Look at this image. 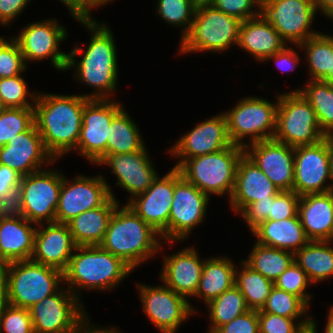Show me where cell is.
I'll return each instance as SVG.
<instances>
[{
	"mask_svg": "<svg viewBox=\"0 0 333 333\" xmlns=\"http://www.w3.org/2000/svg\"><path fill=\"white\" fill-rule=\"evenodd\" d=\"M240 269L236 268L235 285L245 297L250 310H261L269 297L274 283L260 273L254 271L243 260Z\"/></svg>",
	"mask_w": 333,
	"mask_h": 333,
	"instance_id": "obj_38",
	"label": "cell"
},
{
	"mask_svg": "<svg viewBox=\"0 0 333 333\" xmlns=\"http://www.w3.org/2000/svg\"><path fill=\"white\" fill-rule=\"evenodd\" d=\"M298 214L310 241H332L333 193L300 196Z\"/></svg>",
	"mask_w": 333,
	"mask_h": 333,
	"instance_id": "obj_28",
	"label": "cell"
},
{
	"mask_svg": "<svg viewBox=\"0 0 333 333\" xmlns=\"http://www.w3.org/2000/svg\"><path fill=\"white\" fill-rule=\"evenodd\" d=\"M36 229L25 217L0 218V266L30 260Z\"/></svg>",
	"mask_w": 333,
	"mask_h": 333,
	"instance_id": "obj_27",
	"label": "cell"
},
{
	"mask_svg": "<svg viewBox=\"0 0 333 333\" xmlns=\"http://www.w3.org/2000/svg\"><path fill=\"white\" fill-rule=\"evenodd\" d=\"M307 274L294 261L274 282V286L298 296L308 307L313 298L306 290L311 285Z\"/></svg>",
	"mask_w": 333,
	"mask_h": 333,
	"instance_id": "obj_44",
	"label": "cell"
},
{
	"mask_svg": "<svg viewBox=\"0 0 333 333\" xmlns=\"http://www.w3.org/2000/svg\"><path fill=\"white\" fill-rule=\"evenodd\" d=\"M258 244L295 253L310 240L303 229L299 214L281 220H266L252 232Z\"/></svg>",
	"mask_w": 333,
	"mask_h": 333,
	"instance_id": "obj_30",
	"label": "cell"
},
{
	"mask_svg": "<svg viewBox=\"0 0 333 333\" xmlns=\"http://www.w3.org/2000/svg\"><path fill=\"white\" fill-rule=\"evenodd\" d=\"M332 241H309L294 253V261L307 274L312 285L333 277Z\"/></svg>",
	"mask_w": 333,
	"mask_h": 333,
	"instance_id": "obj_33",
	"label": "cell"
},
{
	"mask_svg": "<svg viewBox=\"0 0 333 333\" xmlns=\"http://www.w3.org/2000/svg\"><path fill=\"white\" fill-rule=\"evenodd\" d=\"M210 197L183 177L175 184L169 215V242H183L203 223Z\"/></svg>",
	"mask_w": 333,
	"mask_h": 333,
	"instance_id": "obj_20",
	"label": "cell"
},
{
	"mask_svg": "<svg viewBox=\"0 0 333 333\" xmlns=\"http://www.w3.org/2000/svg\"><path fill=\"white\" fill-rule=\"evenodd\" d=\"M82 301L68 288L44 298L29 308L34 333H77L87 314Z\"/></svg>",
	"mask_w": 333,
	"mask_h": 333,
	"instance_id": "obj_15",
	"label": "cell"
},
{
	"mask_svg": "<svg viewBox=\"0 0 333 333\" xmlns=\"http://www.w3.org/2000/svg\"><path fill=\"white\" fill-rule=\"evenodd\" d=\"M288 45L260 15L242 21L237 47L252 55L258 62L265 60Z\"/></svg>",
	"mask_w": 333,
	"mask_h": 333,
	"instance_id": "obj_29",
	"label": "cell"
},
{
	"mask_svg": "<svg viewBox=\"0 0 333 333\" xmlns=\"http://www.w3.org/2000/svg\"><path fill=\"white\" fill-rule=\"evenodd\" d=\"M142 311L161 333H177L189 316L197 313L191 302L164 285L151 286L136 283Z\"/></svg>",
	"mask_w": 333,
	"mask_h": 333,
	"instance_id": "obj_16",
	"label": "cell"
},
{
	"mask_svg": "<svg viewBox=\"0 0 333 333\" xmlns=\"http://www.w3.org/2000/svg\"><path fill=\"white\" fill-rule=\"evenodd\" d=\"M110 197L102 206L83 212L67 223L77 246L100 245L105 237L109 220L119 205Z\"/></svg>",
	"mask_w": 333,
	"mask_h": 333,
	"instance_id": "obj_31",
	"label": "cell"
},
{
	"mask_svg": "<svg viewBox=\"0 0 333 333\" xmlns=\"http://www.w3.org/2000/svg\"><path fill=\"white\" fill-rule=\"evenodd\" d=\"M306 53L310 79L322 80L330 71L332 54V35L318 33L300 45H294Z\"/></svg>",
	"mask_w": 333,
	"mask_h": 333,
	"instance_id": "obj_39",
	"label": "cell"
},
{
	"mask_svg": "<svg viewBox=\"0 0 333 333\" xmlns=\"http://www.w3.org/2000/svg\"><path fill=\"white\" fill-rule=\"evenodd\" d=\"M317 11L321 12L326 18L333 20V0H315Z\"/></svg>",
	"mask_w": 333,
	"mask_h": 333,
	"instance_id": "obj_58",
	"label": "cell"
},
{
	"mask_svg": "<svg viewBox=\"0 0 333 333\" xmlns=\"http://www.w3.org/2000/svg\"><path fill=\"white\" fill-rule=\"evenodd\" d=\"M241 24L240 19L213 6L196 8L191 28L180 40L178 53H223L237 46Z\"/></svg>",
	"mask_w": 333,
	"mask_h": 333,
	"instance_id": "obj_7",
	"label": "cell"
},
{
	"mask_svg": "<svg viewBox=\"0 0 333 333\" xmlns=\"http://www.w3.org/2000/svg\"><path fill=\"white\" fill-rule=\"evenodd\" d=\"M23 217L22 191L20 185L11 188L0 198V218Z\"/></svg>",
	"mask_w": 333,
	"mask_h": 333,
	"instance_id": "obj_52",
	"label": "cell"
},
{
	"mask_svg": "<svg viewBox=\"0 0 333 333\" xmlns=\"http://www.w3.org/2000/svg\"><path fill=\"white\" fill-rule=\"evenodd\" d=\"M275 103L260 97L248 96L240 99L224 114L232 144L245 147L253 142L273 139L276 132L277 107ZM248 137V142L244 141Z\"/></svg>",
	"mask_w": 333,
	"mask_h": 333,
	"instance_id": "obj_8",
	"label": "cell"
},
{
	"mask_svg": "<svg viewBox=\"0 0 333 333\" xmlns=\"http://www.w3.org/2000/svg\"><path fill=\"white\" fill-rule=\"evenodd\" d=\"M68 9L70 15L76 21L95 20L92 9L95 7L88 0H59Z\"/></svg>",
	"mask_w": 333,
	"mask_h": 333,
	"instance_id": "obj_55",
	"label": "cell"
},
{
	"mask_svg": "<svg viewBox=\"0 0 333 333\" xmlns=\"http://www.w3.org/2000/svg\"><path fill=\"white\" fill-rule=\"evenodd\" d=\"M22 176L13 169L0 164V198L13 187L20 185Z\"/></svg>",
	"mask_w": 333,
	"mask_h": 333,
	"instance_id": "obj_56",
	"label": "cell"
},
{
	"mask_svg": "<svg viewBox=\"0 0 333 333\" xmlns=\"http://www.w3.org/2000/svg\"><path fill=\"white\" fill-rule=\"evenodd\" d=\"M124 106L112 99H88L82 113V126L76 152L92 164L106 155L109 126Z\"/></svg>",
	"mask_w": 333,
	"mask_h": 333,
	"instance_id": "obj_17",
	"label": "cell"
},
{
	"mask_svg": "<svg viewBox=\"0 0 333 333\" xmlns=\"http://www.w3.org/2000/svg\"><path fill=\"white\" fill-rule=\"evenodd\" d=\"M96 9L100 8L102 5L105 6L113 0H88Z\"/></svg>",
	"mask_w": 333,
	"mask_h": 333,
	"instance_id": "obj_63",
	"label": "cell"
},
{
	"mask_svg": "<svg viewBox=\"0 0 333 333\" xmlns=\"http://www.w3.org/2000/svg\"><path fill=\"white\" fill-rule=\"evenodd\" d=\"M110 197L118 201L101 174H78L72 181L63 176L55 222L67 224L79 214L102 206Z\"/></svg>",
	"mask_w": 333,
	"mask_h": 333,
	"instance_id": "obj_14",
	"label": "cell"
},
{
	"mask_svg": "<svg viewBox=\"0 0 333 333\" xmlns=\"http://www.w3.org/2000/svg\"><path fill=\"white\" fill-rule=\"evenodd\" d=\"M215 0H191L192 5L195 8L203 6H212Z\"/></svg>",
	"mask_w": 333,
	"mask_h": 333,
	"instance_id": "obj_62",
	"label": "cell"
},
{
	"mask_svg": "<svg viewBox=\"0 0 333 333\" xmlns=\"http://www.w3.org/2000/svg\"><path fill=\"white\" fill-rule=\"evenodd\" d=\"M182 178L180 171L172 167L162 178L157 176L143 193L126 204L155 231L162 241L169 242V215L175 191V184Z\"/></svg>",
	"mask_w": 333,
	"mask_h": 333,
	"instance_id": "obj_18",
	"label": "cell"
},
{
	"mask_svg": "<svg viewBox=\"0 0 333 333\" xmlns=\"http://www.w3.org/2000/svg\"><path fill=\"white\" fill-rule=\"evenodd\" d=\"M327 318H326V326L323 330H325L324 333H333V305L331 308L329 307V310L327 311Z\"/></svg>",
	"mask_w": 333,
	"mask_h": 333,
	"instance_id": "obj_60",
	"label": "cell"
},
{
	"mask_svg": "<svg viewBox=\"0 0 333 333\" xmlns=\"http://www.w3.org/2000/svg\"><path fill=\"white\" fill-rule=\"evenodd\" d=\"M87 100L84 95L38 92L34 123L54 160L76 150Z\"/></svg>",
	"mask_w": 333,
	"mask_h": 333,
	"instance_id": "obj_2",
	"label": "cell"
},
{
	"mask_svg": "<svg viewBox=\"0 0 333 333\" xmlns=\"http://www.w3.org/2000/svg\"><path fill=\"white\" fill-rule=\"evenodd\" d=\"M300 196L292 191H280L273 197L270 220H283L295 217L298 214Z\"/></svg>",
	"mask_w": 333,
	"mask_h": 333,
	"instance_id": "obj_49",
	"label": "cell"
},
{
	"mask_svg": "<svg viewBox=\"0 0 333 333\" xmlns=\"http://www.w3.org/2000/svg\"><path fill=\"white\" fill-rule=\"evenodd\" d=\"M243 261L254 271L274 283L294 262V253L255 242L248 258Z\"/></svg>",
	"mask_w": 333,
	"mask_h": 333,
	"instance_id": "obj_35",
	"label": "cell"
},
{
	"mask_svg": "<svg viewBox=\"0 0 333 333\" xmlns=\"http://www.w3.org/2000/svg\"><path fill=\"white\" fill-rule=\"evenodd\" d=\"M28 69L16 40L0 36V79L12 78Z\"/></svg>",
	"mask_w": 333,
	"mask_h": 333,
	"instance_id": "obj_45",
	"label": "cell"
},
{
	"mask_svg": "<svg viewBox=\"0 0 333 333\" xmlns=\"http://www.w3.org/2000/svg\"><path fill=\"white\" fill-rule=\"evenodd\" d=\"M212 6L227 15L245 21L259 15L260 0H215Z\"/></svg>",
	"mask_w": 333,
	"mask_h": 333,
	"instance_id": "obj_48",
	"label": "cell"
},
{
	"mask_svg": "<svg viewBox=\"0 0 333 333\" xmlns=\"http://www.w3.org/2000/svg\"><path fill=\"white\" fill-rule=\"evenodd\" d=\"M55 162L57 160L47 152L35 123L0 147V164L13 169L22 177Z\"/></svg>",
	"mask_w": 333,
	"mask_h": 333,
	"instance_id": "obj_23",
	"label": "cell"
},
{
	"mask_svg": "<svg viewBox=\"0 0 333 333\" xmlns=\"http://www.w3.org/2000/svg\"><path fill=\"white\" fill-rule=\"evenodd\" d=\"M317 327L314 317H311V327L305 329L302 333H318Z\"/></svg>",
	"mask_w": 333,
	"mask_h": 333,
	"instance_id": "obj_64",
	"label": "cell"
},
{
	"mask_svg": "<svg viewBox=\"0 0 333 333\" xmlns=\"http://www.w3.org/2000/svg\"><path fill=\"white\" fill-rule=\"evenodd\" d=\"M206 307L211 322L208 333H215L221 326L250 310L236 285L210 301Z\"/></svg>",
	"mask_w": 333,
	"mask_h": 333,
	"instance_id": "obj_37",
	"label": "cell"
},
{
	"mask_svg": "<svg viewBox=\"0 0 333 333\" xmlns=\"http://www.w3.org/2000/svg\"><path fill=\"white\" fill-rule=\"evenodd\" d=\"M332 242H333V220H332Z\"/></svg>",
	"mask_w": 333,
	"mask_h": 333,
	"instance_id": "obj_67",
	"label": "cell"
},
{
	"mask_svg": "<svg viewBox=\"0 0 333 333\" xmlns=\"http://www.w3.org/2000/svg\"><path fill=\"white\" fill-rule=\"evenodd\" d=\"M89 32L90 42L85 51L76 44L68 53L66 70L74 68L75 81L93 88V93L84 94L88 99H110L118 87V55L114 34L106 23L95 20L78 21ZM78 45V46H77ZM82 58L77 60L81 52Z\"/></svg>",
	"mask_w": 333,
	"mask_h": 333,
	"instance_id": "obj_1",
	"label": "cell"
},
{
	"mask_svg": "<svg viewBox=\"0 0 333 333\" xmlns=\"http://www.w3.org/2000/svg\"><path fill=\"white\" fill-rule=\"evenodd\" d=\"M325 137L315 111L298 91L279 93L275 140L298 147L317 144Z\"/></svg>",
	"mask_w": 333,
	"mask_h": 333,
	"instance_id": "obj_9",
	"label": "cell"
},
{
	"mask_svg": "<svg viewBox=\"0 0 333 333\" xmlns=\"http://www.w3.org/2000/svg\"><path fill=\"white\" fill-rule=\"evenodd\" d=\"M34 124V108H6L0 114V147Z\"/></svg>",
	"mask_w": 333,
	"mask_h": 333,
	"instance_id": "obj_43",
	"label": "cell"
},
{
	"mask_svg": "<svg viewBox=\"0 0 333 333\" xmlns=\"http://www.w3.org/2000/svg\"><path fill=\"white\" fill-rule=\"evenodd\" d=\"M233 145L228 134L227 119L224 114L211 116L182 135L167 152L178 158L177 168L183 161L196 156L212 154Z\"/></svg>",
	"mask_w": 333,
	"mask_h": 333,
	"instance_id": "obj_19",
	"label": "cell"
},
{
	"mask_svg": "<svg viewBox=\"0 0 333 333\" xmlns=\"http://www.w3.org/2000/svg\"><path fill=\"white\" fill-rule=\"evenodd\" d=\"M146 145L134 153L105 155L96 165L108 166L116 176V186L126 190L131 197L145 192L159 174L147 152Z\"/></svg>",
	"mask_w": 333,
	"mask_h": 333,
	"instance_id": "obj_22",
	"label": "cell"
},
{
	"mask_svg": "<svg viewBox=\"0 0 333 333\" xmlns=\"http://www.w3.org/2000/svg\"><path fill=\"white\" fill-rule=\"evenodd\" d=\"M31 0H0V25L10 26L20 16Z\"/></svg>",
	"mask_w": 333,
	"mask_h": 333,
	"instance_id": "obj_53",
	"label": "cell"
},
{
	"mask_svg": "<svg viewBox=\"0 0 333 333\" xmlns=\"http://www.w3.org/2000/svg\"><path fill=\"white\" fill-rule=\"evenodd\" d=\"M37 225L30 260L61 270L67 268L77 245L67 224L51 222ZM44 226V227H43Z\"/></svg>",
	"mask_w": 333,
	"mask_h": 333,
	"instance_id": "obj_24",
	"label": "cell"
},
{
	"mask_svg": "<svg viewBox=\"0 0 333 333\" xmlns=\"http://www.w3.org/2000/svg\"><path fill=\"white\" fill-rule=\"evenodd\" d=\"M0 333H34L29 309L7 304L0 314Z\"/></svg>",
	"mask_w": 333,
	"mask_h": 333,
	"instance_id": "obj_46",
	"label": "cell"
},
{
	"mask_svg": "<svg viewBox=\"0 0 333 333\" xmlns=\"http://www.w3.org/2000/svg\"><path fill=\"white\" fill-rule=\"evenodd\" d=\"M298 91L312 106L321 131L333 136V85L322 80H309Z\"/></svg>",
	"mask_w": 333,
	"mask_h": 333,
	"instance_id": "obj_36",
	"label": "cell"
},
{
	"mask_svg": "<svg viewBox=\"0 0 333 333\" xmlns=\"http://www.w3.org/2000/svg\"><path fill=\"white\" fill-rule=\"evenodd\" d=\"M244 147L230 145L223 150L183 161L177 169L182 177L208 196L228 195L234 190L236 171Z\"/></svg>",
	"mask_w": 333,
	"mask_h": 333,
	"instance_id": "obj_5",
	"label": "cell"
},
{
	"mask_svg": "<svg viewBox=\"0 0 333 333\" xmlns=\"http://www.w3.org/2000/svg\"><path fill=\"white\" fill-rule=\"evenodd\" d=\"M236 268L231 258L225 256L205 258L201 278L194 298H201L207 305L224 291L235 285Z\"/></svg>",
	"mask_w": 333,
	"mask_h": 333,
	"instance_id": "obj_32",
	"label": "cell"
},
{
	"mask_svg": "<svg viewBox=\"0 0 333 333\" xmlns=\"http://www.w3.org/2000/svg\"><path fill=\"white\" fill-rule=\"evenodd\" d=\"M133 271L100 245L77 246L63 271L64 285L81 300L79 290L112 291Z\"/></svg>",
	"mask_w": 333,
	"mask_h": 333,
	"instance_id": "obj_4",
	"label": "cell"
},
{
	"mask_svg": "<svg viewBox=\"0 0 333 333\" xmlns=\"http://www.w3.org/2000/svg\"><path fill=\"white\" fill-rule=\"evenodd\" d=\"M67 28L59 24L58 20L48 18L32 22L20 30L19 35L13 37L21 50L24 62L44 61L50 58L53 68L65 71L68 53L60 51V45L67 39Z\"/></svg>",
	"mask_w": 333,
	"mask_h": 333,
	"instance_id": "obj_12",
	"label": "cell"
},
{
	"mask_svg": "<svg viewBox=\"0 0 333 333\" xmlns=\"http://www.w3.org/2000/svg\"><path fill=\"white\" fill-rule=\"evenodd\" d=\"M322 81L327 82V83L333 85V36H332V54H331V62H330V71L322 79Z\"/></svg>",
	"mask_w": 333,
	"mask_h": 333,
	"instance_id": "obj_61",
	"label": "cell"
},
{
	"mask_svg": "<svg viewBox=\"0 0 333 333\" xmlns=\"http://www.w3.org/2000/svg\"><path fill=\"white\" fill-rule=\"evenodd\" d=\"M281 190L263 173L245 153L241 156L230 199V209L240 213L247 205L274 197Z\"/></svg>",
	"mask_w": 333,
	"mask_h": 333,
	"instance_id": "obj_26",
	"label": "cell"
},
{
	"mask_svg": "<svg viewBox=\"0 0 333 333\" xmlns=\"http://www.w3.org/2000/svg\"><path fill=\"white\" fill-rule=\"evenodd\" d=\"M48 169L23 176L20 182L23 217L36 225L55 222L63 174Z\"/></svg>",
	"mask_w": 333,
	"mask_h": 333,
	"instance_id": "obj_13",
	"label": "cell"
},
{
	"mask_svg": "<svg viewBox=\"0 0 333 333\" xmlns=\"http://www.w3.org/2000/svg\"><path fill=\"white\" fill-rule=\"evenodd\" d=\"M293 49L294 48L286 45L282 50L269 56L265 61L272 59L275 61L277 68L283 72L293 71L301 60L299 54L296 53L297 51Z\"/></svg>",
	"mask_w": 333,
	"mask_h": 333,
	"instance_id": "obj_54",
	"label": "cell"
},
{
	"mask_svg": "<svg viewBox=\"0 0 333 333\" xmlns=\"http://www.w3.org/2000/svg\"><path fill=\"white\" fill-rule=\"evenodd\" d=\"M3 269L7 303L16 307L29 309L58 292L64 284L61 270L32 260L12 262Z\"/></svg>",
	"mask_w": 333,
	"mask_h": 333,
	"instance_id": "obj_6",
	"label": "cell"
},
{
	"mask_svg": "<svg viewBox=\"0 0 333 333\" xmlns=\"http://www.w3.org/2000/svg\"><path fill=\"white\" fill-rule=\"evenodd\" d=\"M272 204L273 197H269L247 205L240 212V215L243 217L242 219H244L251 232L262 222L269 220Z\"/></svg>",
	"mask_w": 333,
	"mask_h": 333,
	"instance_id": "obj_50",
	"label": "cell"
},
{
	"mask_svg": "<svg viewBox=\"0 0 333 333\" xmlns=\"http://www.w3.org/2000/svg\"><path fill=\"white\" fill-rule=\"evenodd\" d=\"M259 15L289 45H300L319 31L311 30L318 13L315 0H260Z\"/></svg>",
	"mask_w": 333,
	"mask_h": 333,
	"instance_id": "obj_10",
	"label": "cell"
},
{
	"mask_svg": "<svg viewBox=\"0 0 333 333\" xmlns=\"http://www.w3.org/2000/svg\"><path fill=\"white\" fill-rule=\"evenodd\" d=\"M91 319L88 316V313L81 319L78 325L77 333H123L120 332L119 329L114 327H97L98 325L94 326L95 324L89 322Z\"/></svg>",
	"mask_w": 333,
	"mask_h": 333,
	"instance_id": "obj_57",
	"label": "cell"
},
{
	"mask_svg": "<svg viewBox=\"0 0 333 333\" xmlns=\"http://www.w3.org/2000/svg\"><path fill=\"white\" fill-rule=\"evenodd\" d=\"M260 333H302L306 328L296 319L258 312Z\"/></svg>",
	"mask_w": 333,
	"mask_h": 333,
	"instance_id": "obj_47",
	"label": "cell"
},
{
	"mask_svg": "<svg viewBox=\"0 0 333 333\" xmlns=\"http://www.w3.org/2000/svg\"><path fill=\"white\" fill-rule=\"evenodd\" d=\"M145 146L140 129L124 108L112 119L106 155L134 153Z\"/></svg>",
	"mask_w": 333,
	"mask_h": 333,
	"instance_id": "obj_34",
	"label": "cell"
},
{
	"mask_svg": "<svg viewBox=\"0 0 333 333\" xmlns=\"http://www.w3.org/2000/svg\"><path fill=\"white\" fill-rule=\"evenodd\" d=\"M7 107L4 105L3 100L0 98V114L6 109Z\"/></svg>",
	"mask_w": 333,
	"mask_h": 333,
	"instance_id": "obj_65",
	"label": "cell"
},
{
	"mask_svg": "<svg viewBox=\"0 0 333 333\" xmlns=\"http://www.w3.org/2000/svg\"><path fill=\"white\" fill-rule=\"evenodd\" d=\"M244 151L277 188L293 190L294 147L273 138L247 144Z\"/></svg>",
	"mask_w": 333,
	"mask_h": 333,
	"instance_id": "obj_21",
	"label": "cell"
},
{
	"mask_svg": "<svg viewBox=\"0 0 333 333\" xmlns=\"http://www.w3.org/2000/svg\"><path fill=\"white\" fill-rule=\"evenodd\" d=\"M215 333H260L258 311L248 310L221 326Z\"/></svg>",
	"mask_w": 333,
	"mask_h": 333,
	"instance_id": "obj_51",
	"label": "cell"
},
{
	"mask_svg": "<svg viewBox=\"0 0 333 333\" xmlns=\"http://www.w3.org/2000/svg\"><path fill=\"white\" fill-rule=\"evenodd\" d=\"M37 94L29 91L22 75L0 79V98L7 108H34Z\"/></svg>",
	"mask_w": 333,
	"mask_h": 333,
	"instance_id": "obj_42",
	"label": "cell"
},
{
	"mask_svg": "<svg viewBox=\"0 0 333 333\" xmlns=\"http://www.w3.org/2000/svg\"><path fill=\"white\" fill-rule=\"evenodd\" d=\"M6 280L3 266H0V314L7 305Z\"/></svg>",
	"mask_w": 333,
	"mask_h": 333,
	"instance_id": "obj_59",
	"label": "cell"
},
{
	"mask_svg": "<svg viewBox=\"0 0 333 333\" xmlns=\"http://www.w3.org/2000/svg\"><path fill=\"white\" fill-rule=\"evenodd\" d=\"M120 207L121 204L115 208L100 246L120 257L133 270L154 258L164 247L163 243H175L161 241L160 234L127 204Z\"/></svg>",
	"mask_w": 333,
	"mask_h": 333,
	"instance_id": "obj_3",
	"label": "cell"
},
{
	"mask_svg": "<svg viewBox=\"0 0 333 333\" xmlns=\"http://www.w3.org/2000/svg\"><path fill=\"white\" fill-rule=\"evenodd\" d=\"M308 311L309 307L298 296L273 286L266 303L258 312L299 319L298 321L307 329L311 327L312 317L307 315Z\"/></svg>",
	"mask_w": 333,
	"mask_h": 333,
	"instance_id": "obj_40",
	"label": "cell"
},
{
	"mask_svg": "<svg viewBox=\"0 0 333 333\" xmlns=\"http://www.w3.org/2000/svg\"><path fill=\"white\" fill-rule=\"evenodd\" d=\"M160 277L162 283L187 300L196 294L205 259L198 250L184 247L172 255H164Z\"/></svg>",
	"mask_w": 333,
	"mask_h": 333,
	"instance_id": "obj_25",
	"label": "cell"
},
{
	"mask_svg": "<svg viewBox=\"0 0 333 333\" xmlns=\"http://www.w3.org/2000/svg\"><path fill=\"white\" fill-rule=\"evenodd\" d=\"M332 165V137H325L317 144L294 147L293 191L299 196L329 192Z\"/></svg>",
	"mask_w": 333,
	"mask_h": 333,
	"instance_id": "obj_11",
	"label": "cell"
},
{
	"mask_svg": "<svg viewBox=\"0 0 333 333\" xmlns=\"http://www.w3.org/2000/svg\"><path fill=\"white\" fill-rule=\"evenodd\" d=\"M331 184H330V192L333 193V165H332V178H331Z\"/></svg>",
	"mask_w": 333,
	"mask_h": 333,
	"instance_id": "obj_66",
	"label": "cell"
},
{
	"mask_svg": "<svg viewBox=\"0 0 333 333\" xmlns=\"http://www.w3.org/2000/svg\"><path fill=\"white\" fill-rule=\"evenodd\" d=\"M156 14L169 25L182 27L181 39L189 32L194 19L195 7L191 0H158Z\"/></svg>",
	"mask_w": 333,
	"mask_h": 333,
	"instance_id": "obj_41",
	"label": "cell"
}]
</instances>
